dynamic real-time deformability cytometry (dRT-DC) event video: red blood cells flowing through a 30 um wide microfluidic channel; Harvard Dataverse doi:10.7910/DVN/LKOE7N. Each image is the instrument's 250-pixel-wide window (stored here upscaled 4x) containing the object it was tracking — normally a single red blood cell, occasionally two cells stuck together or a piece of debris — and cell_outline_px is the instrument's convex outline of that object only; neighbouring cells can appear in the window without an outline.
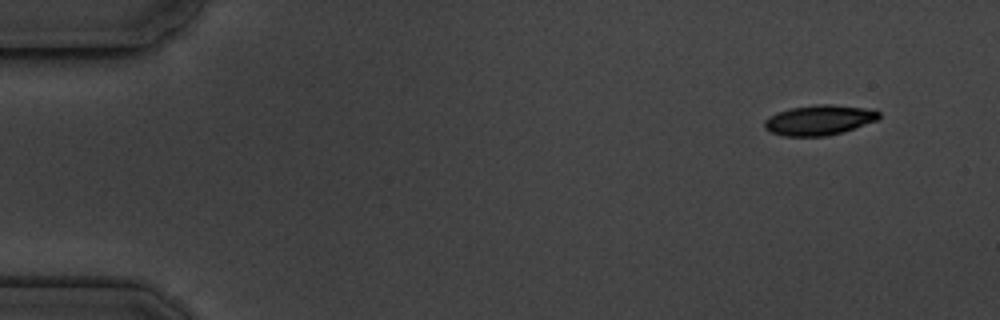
{"species": "common noctule bat (a hibernating species)", "species_latin": "Nyctalus noctula", "temperature_condition": "cold", "stored_images_in_passage": 6, "segment_of_instrument_passage": [2, 2], "camera_frame_rate_fps": 3000, "um_per_image_px": 0.085, "animal": {"sex": "male", "body_mass_g": 19.5, "forearm_length_mm": 54.6}, "frame": {"image": 1, "passage_image": 6, "time_ms": 6.667, "image_size_px": [1000, 320], "cell_outline_px": [[880, 116], [876, 120], [844, 132], [828, 136], [784, 136], [772, 132], [764, 128], [764, 120], [768, 116], [776, 112], [792, 108], [816, 104], [832, 104], [864, 108], [880, 112]], "centroid_in_image_um": [69.6, 10.21], "position_along_channel_um": 15.4, "area_um2": 20.06}}